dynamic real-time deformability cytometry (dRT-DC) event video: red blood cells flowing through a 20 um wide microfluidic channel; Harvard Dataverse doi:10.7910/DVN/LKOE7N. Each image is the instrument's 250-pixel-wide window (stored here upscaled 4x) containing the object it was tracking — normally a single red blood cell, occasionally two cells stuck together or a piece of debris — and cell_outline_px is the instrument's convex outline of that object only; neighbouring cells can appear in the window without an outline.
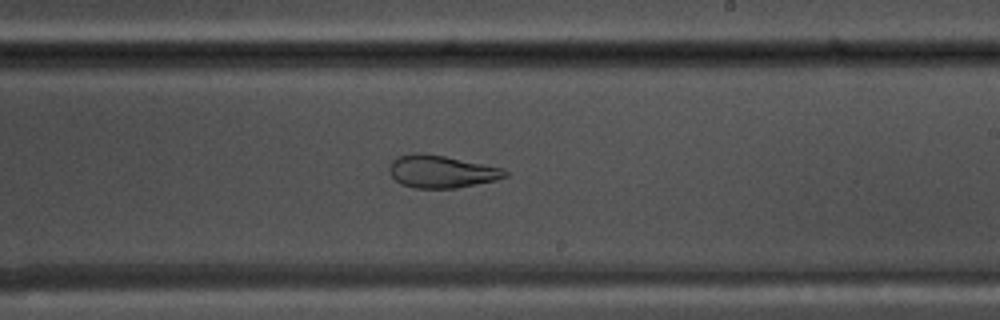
{"species": "common noctule bat (a hibernating species)", "species_latin": "Nyctalus noctula", "temperature_condition": "warm", "stored_images_in_passage": 46, "camera_frame_rate_fps": 3000, "um_per_image_px": 0.085, "animal": {"sex": "male", "body_mass_g": 17.5, "forearm_length_mm": 52.3}, "frame": {"image": 1, "passage_image": 32, "time_ms": 10.333, "image_size_px": [1000, 320], "cell_outline_px": [[508, 176], [496, 180], [456, 188], [416, 188], [400, 184], [388, 172], [388, 168], [392, 160], [396, 156], [416, 152], [420, 152], [444, 156], [504, 168], [508, 172]], "centroid_in_image_um": [37.5, 14.57], "position_along_channel_um": 251.5, "area_um2": 22.08}, "authors_computed_cell_mechanics": {"area_um2": 26.9637, "velocity_mm_per_s": 3.8077, "shape_relaxation_time_tau1_ms": null, "shape_relaxation_time_tau2_ms": 2.2166, "deformation_change_tau1": null, "deformation_change_tau2": 0.0947}}